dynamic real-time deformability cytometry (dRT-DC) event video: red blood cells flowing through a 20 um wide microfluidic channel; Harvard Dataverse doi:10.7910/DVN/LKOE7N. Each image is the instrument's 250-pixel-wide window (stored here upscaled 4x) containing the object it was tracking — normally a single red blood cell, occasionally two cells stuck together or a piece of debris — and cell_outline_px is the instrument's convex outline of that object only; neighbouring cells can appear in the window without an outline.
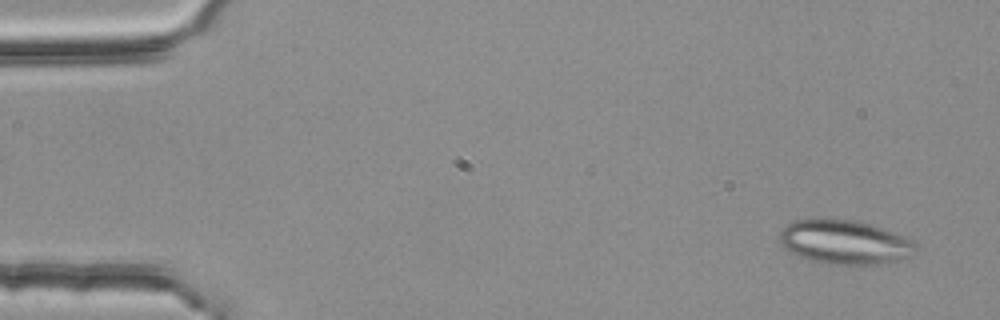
{"species": "common noctule bat (a hibernating species)", "species_latin": "Nyctalus noctula", "temperature_condition": "room temperature", "stored_images_in_passage": 52, "segment_of_instrument_passage": [1, 2], "camera_frame_rate_fps": 3000, "um_per_image_px": 0.085, "animal": {"sex": "female", "body_mass_g": 25.1}, "frame": {"image": 1, "passage_image": 2, "time_ms": 0.333, "image_size_px": [1000, 320], "cell_outline_px": [[916, 244], [912, 256], [888, 264], [828, 264], [808, 260], [788, 252], [780, 244], [780, 232], [788, 224], [796, 220], [856, 220], [904, 236], [912, 240]], "centroid_in_image_um": [71.8, 20.62], "position_along_channel_um": 13.2, "area_um2": 34.74}}